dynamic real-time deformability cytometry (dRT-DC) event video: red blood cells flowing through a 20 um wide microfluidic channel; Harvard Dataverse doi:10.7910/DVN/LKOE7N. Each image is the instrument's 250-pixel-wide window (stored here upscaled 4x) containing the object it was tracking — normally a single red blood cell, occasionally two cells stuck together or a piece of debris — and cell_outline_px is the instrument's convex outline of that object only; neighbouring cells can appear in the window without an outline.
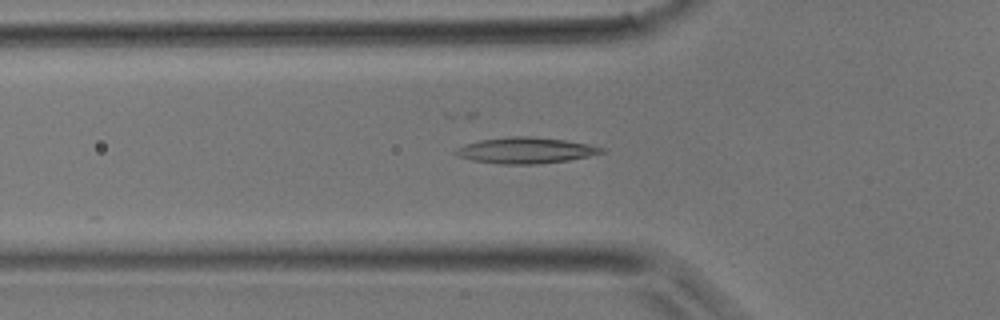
{"species": "common noctule bat (a hibernating species)", "species_latin": "Nyctalus noctula", "temperature_condition": "room temperature", "stored_images_in_passage": 33, "camera_frame_rate_fps": 3000, "um_per_image_px": 0.085, "animal": {"sex": "male", "body_mass_g": 17.9}, "frame": {"image": 1, "passage_image": 12, "time_ms": 3.667, "image_size_px": [1000, 320], "cell_outline_px": [[604, 152], [588, 156], [568, 160], [536, 164], [500, 164], [472, 160], [456, 156], [452, 152], [456, 148], [464, 144], [480, 140], [512, 136], [528, 136], [564, 140], [588, 144], [604, 148]], "centroid_in_image_um": [44.61, 12.78], "position_along_channel_um": 81.2, "area_um2": 22.02}}
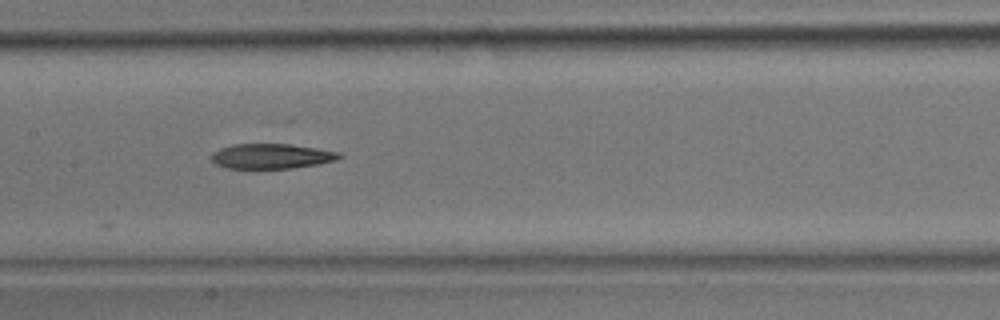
{"frame": {"image": 2, "passage_image": 18, "time_ms": 5.667, "image_size_px": [1000, 320], "cell_outline_px": [[344, 156], [336, 160], [316, 164], [292, 168], [224, 168], [216, 164], [212, 160], [212, 152], [220, 148], [232, 144], [288, 144], [316, 148], [340, 152]], "centroid_in_image_um": [23.06, 13.27], "position_along_channel_um": 184.3, "area_um2": 18.55}}
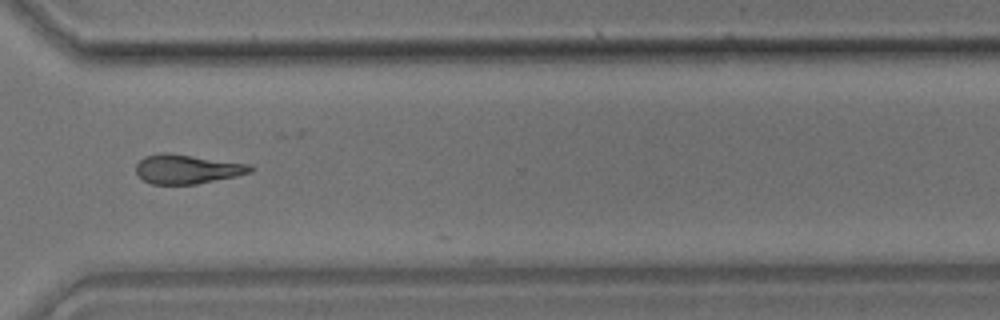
{"frame": {"image": 3, "passage_image": 28, "time_ms": 9.0, "image_size_px": [1000, 320], "cell_outline_px": [[252, 172], [236, 176], [196, 184], [152, 184], [144, 180], [136, 172], [136, 164], [144, 156], [164, 152], [168, 152], [252, 164]], "centroid_in_image_um": [15.91, 14.36], "position_along_channel_um": 354.7, "area_um2": 19.54}}